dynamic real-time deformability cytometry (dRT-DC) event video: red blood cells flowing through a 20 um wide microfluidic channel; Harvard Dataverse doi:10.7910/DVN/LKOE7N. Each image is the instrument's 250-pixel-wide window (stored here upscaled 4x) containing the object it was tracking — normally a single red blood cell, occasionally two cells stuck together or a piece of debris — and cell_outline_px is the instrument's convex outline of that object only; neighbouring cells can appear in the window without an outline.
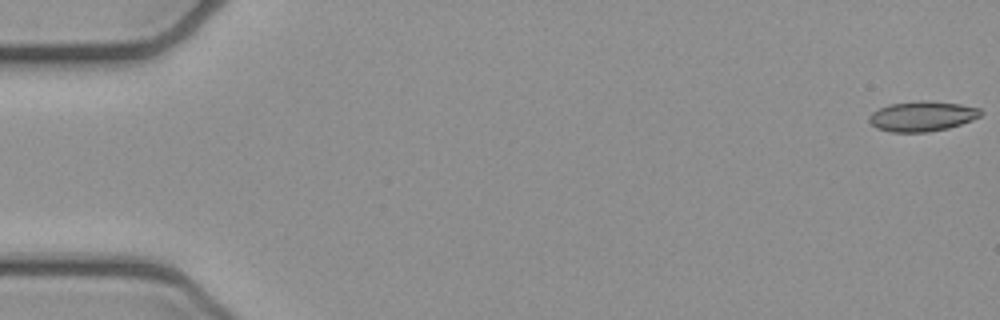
{"species": "common noctule bat (a hibernating species)", "species_latin": "Nyctalus noctula", "temperature_condition": "cold", "stored_images_in_passage": 52, "camera_frame_rate_fps": 3000, "um_per_image_px": 0.085, "animal": {"sex": "female", "body_mass_g": 21.9}, "frame": {"image": 1, "passage_image": 1, "time_ms": 0.0, "image_size_px": [1000, 320], "cell_outline_px": [[984, 112], [980, 116], [972, 120], [948, 128], [928, 132], [892, 132], [876, 128], [868, 120], [868, 116], [872, 112], [888, 104], [920, 100], [924, 100], [960, 104], [980, 108]], "centroid_in_image_um": [78.38, 9.87], "position_along_channel_um": 6.6, "area_um2": 19.65}}
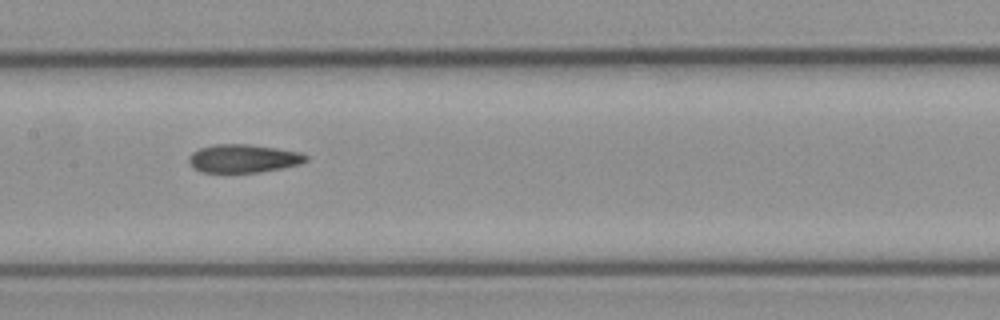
{"frame": {"image": 2, "passage_image": 26, "time_ms": 8.333, "image_size_px": [1000, 320], "cell_outline_px": [[308, 160], [300, 164], [284, 168], [260, 172], [200, 172], [192, 168], [188, 160], [188, 156], [192, 152], [200, 148], [216, 144], [248, 144], [276, 148], [300, 152], [308, 156]], "centroid_in_image_um": [20.68, 13.47], "position_along_channel_um": 186.7, "area_um2": 19.42}}
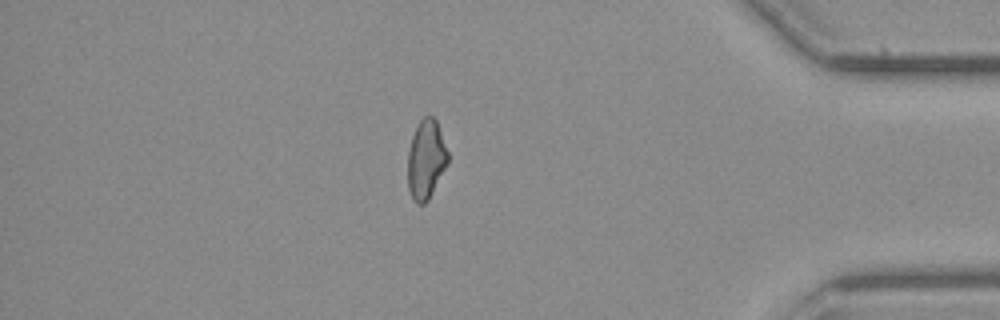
{"frame": {"image": 3, "passage_image": 45, "time_ms": 14.667, "image_size_px": [1000, 320], "cell_outline_px": [[448, 164], [428, 200], [424, 204], [416, 204], [412, 200], [408, 188], [408, 152], [412, 136], [420, 120], [424, 116], [432, 116], [436, 120], [448, 152]], "centroid_in_image_um": [36.21, 13.59], "position_along_channel_um": 399.0, "area_um2": 18.5}, "authors_computed_cell_mechanics": {"area_um2": 19.4786, "velocity_mm_per_s": 3.949, "shape_relaxation_time_tau1_ms": null, "shape_relaxation_time_tau2_ms": 2.5315, "deformation_change_tau1": null, "deformation_change_tau2": 0.1008}}